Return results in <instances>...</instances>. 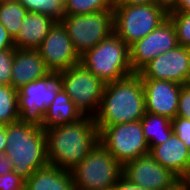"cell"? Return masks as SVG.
<instances>
[{
  "mask_svg": "<svg viewBox=\"0 0 190 190\" xmlns=\"http://www.w3.org/2000/svg\"><path fill=\"white\" fill-rule=\"evenodd\" d=\"M61 88L55 72L22 86L18 90L19 121L42 128L44 113Z\"/></svg>",
  "mask_w": 190,
  "mask_h": 190,
  "instance_id": "cell-9",
  "label": "cell"
},
{
  "mask_svg": "<svg viewBox=\"0 0 190 190\" xmlns=\"http://www.w3.org/2000/svg\"><path fill=\"white\" fill-rule=\"evenodd\" d=\"M56 22L57 20L46 14L28 11L18 35L13 39L15 48L37 49Z\"/></svg>",
  "mask_w": 190,
  "mask_h": 190,
  "instance_id": "cell-17",
  "label": "cell"
},
{
  "mask_svg": "<svg viewBox=\"0 0 190 190\" xmlns=\"http://www.w3.org/2000/svg\"><path fill=\"white\" fill-rule=\"evenodd\" d=\"M188 152L186 144L173 133L165 143L154 146L149 153L179 178L187 169Z\"/></svg>",
  "mask_w": 190,
  "mask_h": 190,
  "instance_id": "cell-18",
  "label": "cell"
},
{
  "mask_svg": "<svg viewBox=\"0 0 190 190\" xmlns=\"http://www.w3.org/2000/svg\"><path fill=\"white\" fill-rule=\"evenodd\" d=\"M15 48L14 40L6 28L0 23V51Z\"/></svg>",
  "mask_w": 190,
  "mask_h": 190,
  "instance_id": "cell-31",
  "label": "cell"
},
{
  "mask_svg": "<svg viewBox=\"0 0 190 190\" xmlns=\"http://www.w3.org/2000/svg\"><path fill=\"white\" fill-rule=\"evenodd\" d=\"M12 1H17V0H0V3L12 2Z\"/></svg>",
  "mask_w": 190,
  "mask_h": 190,
  "instance_id": "cell-41",
  "label": "cell"
},
{
  "mask_svg": "<svg viewBox=\"0 0 190 190\" xmlns=\"http://www.w3.org/2000/svg\"><path fill=\"white\" fill-rule=\"evenodd\" d=\"M146 112L173 119L177 116L182 85L159 79H141Z\"/></svg>",
  "mask_w": 190,
  "mask_h": 190,
  "instance_id": "cell-15",
  "label": "cell"
},
{
  "mask_svg": "<svg viewBox=\"0 0 190 190\" xmlns=\"http://www.w3.org/2000/svg\"><path fill=\"white\" fill-rule=\"evenodd\" d=\"M80 62L106 84L134 73L129 46L114 32L81 55Z\"/></svg>",
  "mask_w": 190,
  "mask_h": 190,
  "instance_id": "cell-4",
  "label": "cell"
},
{
  "mask_svg": "<svg viewBox=\"0 0 190 190\" xmlns=\"http://www.w3.org/2000/svg\"><path fill=\"white\" fill-rule=\"evenodd\" d=\"M141 79H159L187 85L190 81V48L178 45L152 59L139 72Z\"/></svg>",
  "mask_w": 190,
  "mask_h": 190,
  "instance_id": "cell-11",
  "label": "cell"
},
{
  "mask_svg": "<svg viewBox=\"0 0 190 190\" xmlns=\"http://www.w3.org/2000/svg\"><path fill=\"white\" fill-rule=\"evenodd\" d=\"M140 122L150 150L165 143L173 134L171 119L166 116L145 112Z\"/></svg>",
  "mask_w": 190,
  "mask_h": 190,
  "instance_id": "cell-21",
  "label": "cell"
},
{
  "mask_svg": "<svg viewBox=\"0 0 190 190\" xmlns=\"http://www.w3.org/2000/svg\"><path fill=\"white\" fill-rule=\"evenodd\" d=\"M25 190H76V187L70 170L47 165L25 180Z\"/></svg>",
  "mask_w": 190,
  "mask_h": 190,
  "instance_id": "cell-19",
  "label": "cell"
},
{
  "mask_svg": "<svg viewBox=\"0 0 190 190\" xmlns=\"http://www.w3.org/2000/svg\"><path fill=\"white\" fill-rule=\"evenodd\" d=\"M169 12H190V0H178Z\"/></svg>",
  "mask_w": 190,
  "mask_h": 190,
  "instance_id": "cell-35",
  "label": "cell"
},
{
  "mask_svg": "<svg viewBox=\"0 0 190 190\" xmlns=\"http://www.w3.org/2000/svg\"><path fill=\"white\" fill-rule=\"evenodd\" d=\"M173 133L190 148V120L176 116L171 119Z\"/></svg>",
  "mask_w": 190,
  "mask_h": 190,
  "instance_id": "cell-28",
  "label": "cell"
},
{
  "mask_svg": "<svg viewBox=\"0 0 190 190\" xmlns=\"http://www.w3.org/2000/svg\"><path fill=\"white\" fill-rule=\"evenodd\" d=\"M15 48L0 51V85H10Z\"/></svg>",
  "mask_w": 190,
  "mask_h": 190,
  "instance_id": "cell-27",
  "label": "cell"
},
{
  "mask_svg": "<svg viewBox=\"0 0 190 190\" xmlns=\"http://www.w3.org/2000/svg\"><path fill=\"white\" fill-rule=\"evenodd\" d=\"M27 11L46 14L60 21L64 16V7L58 0H17Z\"/></svg>",
  "mask_w": 190,
  "mask_h": 190,
  "instance_id": "cell-25",
  "label": "cell"
},
{
  "mask_svg": "<svg viewBox=\"0 0 190 190\" xmlns=\"http://www.w3.org/2000/svg\"><path fill=\"white\" fill-rule=\"evenodd\" d=\"M50 73L37 49L15 48L10 83L13 88L19 90L22 86L44 78Z\"/></svg>",
  "mask_w": 190,
  "mask_h": 190,
  "instance_id": "cell-16",
  "label": "cell"
},
{
  "mask_svg": "<svg viewBox=\"0 0 190 190\" xmlns=\"http://www.w3.org/2000/svg\"><path fill=\"white\" fill-rule=\"evenodd\" d=\"M99 143L122 166L150 152L140 120L101 127L99 129Z\"/></svg>",
  "mask_w": 190,
  "mask_h": 190,
  "instance_id": "cell-10",
  "label": "cell"
},
{
  "mask_svg": "<svg viewBox=\"0 0 190 190\" xmlns=\"http://www.w3.org/2000/svg\"><path fill=\"white\" fill-rule=\"evenodd\" d=\"M51 72L58 73L80 62L66 28L57 21L37 48Z\"/></svg>",
  "mask_w": 190,
  "mask_h": 190,
  "instance_id": "cell-13",
  "label": "cell"
},
{
  "mask_svg": "<svg viewBox=\"0 0 190 190\" xmlns=\"http://www.w3.org/2000/svg\"><path fill=\"white\" fill-rule=\"evenodd\" d=\"M188 166H190V148H189V152H188Z\"/></svg>",
  "mask_w": 190,
  "mask_h": 190,
  "instance_id": "cell-42",
  "label": "cell"
},
{
  "mask_svg": "<svg viewBox=\"0 0 190 190\" xmlns=\"http://www.w3.org/2000/svg\"><path fill=\"white\" fill-rule=\"evenodd\" d=\"M83 115L75 107L69 95L61 88L52 103L44 113L43 129H50L60 125L75 122Z\"/></svg>",
  "mask_w": 190,
  "mask_h": 190,
  "instance_id": "cell-20",
  "label": "cell"
},
{
  "mask_svg": "<svg viewBox=\"0 0 190 190\" xmlns=\"http://www.w3.org/2000/svg\"><path fill=\"white\" fill-rule=\"evenodd\" d=\"M0 190H25V179L11 171L0 176Z\"/></svg>",
  "mask_w": 190,
  "mask_h": 190,
  "instance_id": "cell-29",
  "label": "cell"
},
{
  "mask_svg": "<svg viewBox=\"0 0 190 190\" xmlns=\"http://www.w3.org/2000/svg\"><path fill=\"white\" fill-rule=\"evenodd\" d=\"M114 7L130 5H148L157 3V0H112Z\"/></svg>",
  "mask_w": 190,
  "mask_h": 190,
  "instance_id": "cell-33",
  "label": "cell"
},
{
  "mask_svg": "<svg viewBox=\"0 0 190 190\" xmlns=\"http://www.w3.org/2000/svg\"><path fill=\"white\" fill-rule=\"evenodd\" d=\"M178 0H157L158 4L163 5L168 10H170L177 2Z\"/></svg>",
  "mask_w": 190,
  "mask_h": 190,
  "instance_id": "cell-38",
  "label": "cell"
},
{
  "mask_svg": "<svg viewBox=\"0 0 190 190\" xmlns=\"http://www.w3.org/2000/svg\"><path fill=\"white\" fill-rule=\"evenodd\" d=\"M178 46L177 32L168 18L146 37L129 46L130 63L134 73H138L152 59Z\"/></svg>",
  "mask_w": 190,
  "mask_h": 190,
  "instance_id": "cell-12",
  "label": "cell"
},
{
  "mask_svg": "<svg viewBox=\"0 0 190 190\" xmlns=\"http://www.w3.org/2000/svg\"><path fill=\"white\" fill-rule=\"evenodd\" d=\"M78 190H112L123 176V166L101 144L70 170Z\"/></svg>",
  "mask_w": 190,
  "mask_h": 190,
  "instance_id": "cell-5",
  "label": "cell"
},
{
  "mask_svg": "<svg viewBox=\"0 0 190 190\" xmlns=\"http://www.w3.org/2000/svg\"><path fill=\"white\" fill-rule=\"evenodd\" d=\"M27 12L18 1L0 3V23L13 39L18 35Z\"/></svg>",
  "mask_w": 190,
  "mask_h": 190,
  "instance_id": "cell-23",
  "label": "cell"
},
{
  "mask_svg": "<svg viewBox=\"0 0 190 190\" xmlns=\"http://www.w3.org/2000/svg\"><path fill=\"white\" fill-rule=\"evenodd\" d=\"M60 22L66 28L79 56L114 32L113 9H104L91 14L64 15Z\"/></svg>",
  "mask_w": 190,
  "mask_h": 190,
  "instance_id": "cell-8",
  "label": "cell"
},
{
  "mask_svg": "<svg viewBox=\"0 0 190 190\" xmlns=\"http://www.w3.org/2000/svg\"><path fill=\"white\" fill-rule=\"evenodd\" d=\"M6 141L4 154L11 158L13 171L25 180L49 165L43 128L20 121L11 123L6 125Z\"/></svg>",
  "mask_w": 190,
  "mask_h": 190,
  "instance_id": "cell-3",
  "label": "cell"
},
{
  "mask_svg": "<svg viewBox=\"0 0 190 190\" xmlns=\"http://www.w3.org/2000/svg\"><path fill=\"white\" fill-rule=\"evenodd\" d=\"M63 7L66 6V4L69 2V0H58Z\"/></svg>",
  "mask_w": 190,
  "mask_h": 190,
  "instance_id": "cell-40",
  "label": "cell"
},
{
  "mask_svg": "<svg viewBox=\"0 0 190 190\" xmlns=\"http://www.w3.org/2000/svg\"><path fill=\"white\" fill-rule=\"evenodd\" d=\"M18 121V90L11 85H0V125Z\"/></svg>",
  "mask_w": 190,
  "mask_h": 190,
  "instance_id": "cell-22",
  "label": "cell"
},
{
  "mask_svg": "<svg viewBox=\"0 0 190 190\" xmlns=\"http://www.w3.org/2000/svg\"><path fill=\"white\" fill-rule=\"evenodd\" d=\"M113 8L112 0H69L64 7V15L91 14Z\"/></svg>",
  "mask_w": 190,
  "mask_h": 190,
  "instance_id": "cell-24",
  "label": "cell"
},
{
  "mask_svg": "<svg viewBox=\"0 0 190 190\" xmlns=\"http://www.w3.org/2000/svg\"><path fill=\"white\" fill-rule=\"evenodd\" d=\"M123 176L144 190H167L178 182V177L150 153L127 162L123 166Z\"/></svg>",
  "mask_w": 190,
  "mask_h": 190,
  "instance_id": "cell-14",
  "label": "cell"
},
{
  "mask_svg": "<svg viewBox=\"0 0 190 190\" xmlns=\"http://www.w3.org/2000/svg\"><path fill=\"white\" fill-rule=\"evenodd\" d=\"M169 10L161 4L113 8V30L128 46L146 37L168 19Z\"/></svg>",
  "mask_w": 190,
  "mask_h": 190,
  "instance_id": "cell-6",
  "label": "cell"
},
{
  "mask_svg": "<svg viewBox=\"0 0 190 190\" xmlns=\"http://www.w3.org/2000/svg\"><path fill=\"white\" fill-rule=\"evenodd\" d=\"M167 190H185L183 185L178 181L176 184H174L171 188Z\"/></svg>",
  "mask_w": 190,
  "mask_h": 190,
  "instance_id": "cell-39",
  "label": "cell"
},
{
  "mask_svg": "<svg viewBox=\"0 0 190 190\" xmlns=\"http://www.w3.org/2000/svg\"><path fill=\"white\" fill-rule=\"evenodd\" d=\"M44 130L49 165L63 170H71L78 165L99 143V130L91 116Z\"/></svg>",
  "mask_w": 190,
  "mask_h": 190,
  "instance_id": "cell-1",
  "label": "cell"
},
{
  "mask_svg": "<svg viewBox=\"0 0 190 190\" xmlns=\"http://www.w3.org/2000/svg\"><path fill=\"white\" fill-rule=\"evenodd\" d=\"M6 146V126L0 125V154H4Z\"/></svg>",
  "mask_w": 190,
  "mask_h": 190,
  "instance_id": "cell-37",
  "label": "cell"
},
{
  "mask_svg": "<svg viewBox=\"0 0 190 190\" xmlns=\"http://www.w3.org/2000/svg\"><path fill=\"white\" fill-rule=\"evenodd\" d=\"M13 171L11 158L5 154H0V176Z\"/></svg>",
  "mask_w": 190,
  "mask_h": 190,
  "instance_id": "cell-34",
  "label": "cell"
},
{
  "mask_svg": "<svg viewBox=\"0 0 190 190\" xmlns=\"http://www.w3.org/2000/svg\"><path fill=\"white\" fill-rule=\"evenodd\" d=\"M177 116L190 120V85H182Z\"/></svg>",
  "mask_w": 190,
  "mask_h": 190,
  "instance_id": "cell-30",
  "label": "cell"
},
{
  "mask_svg": "<svg viewBox=\"0 0 190 190\" xmlns=\"http://www.w3.org/2000/svg\"><path fill=\"white\" fill-rule=\"evenodd\" d=\"M112 190H144L142 187L131 183L127 178L122 176Z\"/></svg>",
  "mask_w": 190,
  "mask_h": 190,
  "instance_id": "cell-32",
  "label": "cell"
},
{
  "mask_svg": "<svg viewBox=\"0 0 190 190\" xmlns=\"http://www.w3.org/2000/svg\"><path fill=\"white\" fill-rule=\"evenodd\" d=\"M178 181L183 185L185 190H190V166H187V169L178 178Z\"/></svg>",
  "mask_w": 190,
  "mask_h": 190,
  "instance_id": "cell-36",
  "label": "cell"
},
{
  "mask_svg": "<svg viewBox=\"0 0 190 190\" xmlns=\"http://www.w3.org/2000/svg\"><path fill=\"white\" fill-rule=\"evenodd\" d=\"M61 87L83 116L95 117L101 105L104 83L81 62L57 73Z\"/></svg>",
  "mask_w": 190,
  "mask_h": 190,
  "instance_id": "cell-7",
  "label": "cell"
},
{
  "mask_svg": "<svg viewBox=\"0 0 190 190\" xmlns=\"http://www.w3.org/2000/svg\"><path fill=\"white\" fill-rule=\"evenodd\" d=\"M145 112L143 83L140 75L133 73L105 85L94 119L99 130L101 127L138 121Z\"/></svg>",
  "mask_w": 190,
  "mask_h": 190,
  "instance_id": "cell-2",
  "label": "cell"
},
{
  "mask_svg": "<svg viewBox=\"0 0 190 190\" xmlns=\"http://www.w3.org/2000/svg\"><path fill=\"white\" fill-rule=\"evenodd\" d=\"M177 32L178 45L190 48V12H169Z\"/></svg>",
  "mask_w": 190,
  "mask_h": 190,
  "instance_id": "cell-26",
  "label": "cell"
}]
</instances>
